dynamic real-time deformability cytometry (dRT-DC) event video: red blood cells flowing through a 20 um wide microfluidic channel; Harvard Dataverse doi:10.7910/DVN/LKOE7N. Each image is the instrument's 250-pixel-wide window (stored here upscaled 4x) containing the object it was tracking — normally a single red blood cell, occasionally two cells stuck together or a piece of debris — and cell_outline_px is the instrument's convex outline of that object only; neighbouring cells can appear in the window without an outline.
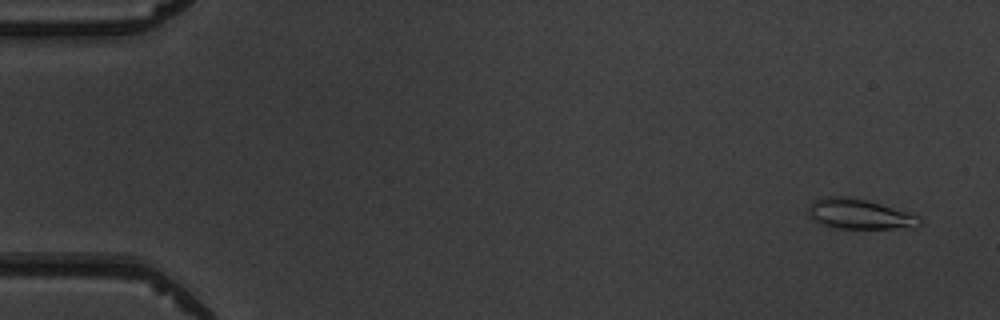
{"species": "common noctule bat (a hibernating species)", "species_latin": "Nyctalus noctula", "temperature_condition": "warm", "stored_images_in_passage": 5, "camera_frame_rate_fps": 3000, "um_per_image_px": 0.085, "animal": {"sex": "male", "body_mass_g": 19.5, "forearm_length_mm": 54.6}, "frame": {"image": 1, "passage_image": 1, "time_ms": 0.0, "image_size_px": [1000, 320], "cell_outline_px": [[924, 224], [916, 228], [836, 228], [812, 220], [808, 212], [808, 208], [816, 200], [824, 196], [852, 196], [908, 212], [920, 216], [924, 220]], "centroid_in_image_um": [73.13, 18.2], "position_along_channel_um": 11.9, "area_um2": 19.65}}
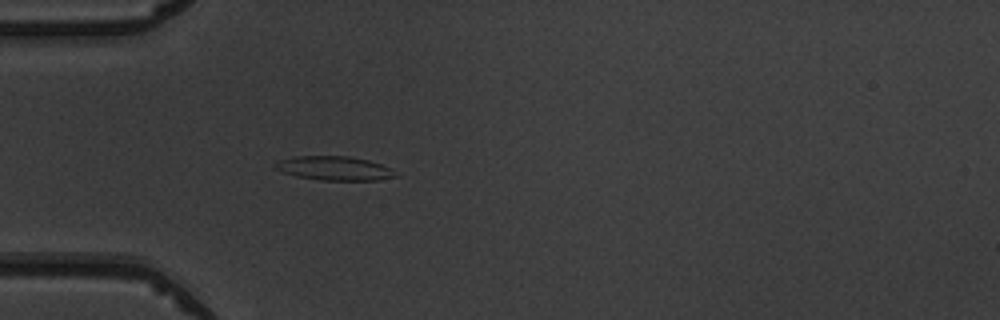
{"frame": {"image": 2, "passage_image": 5, "time_ms": 4.333, "image_size_px": [1000, 320], "cell_outline_px": [[400, 176], [376, 180], [320, 180], [296, 176], [272, 168], [272, 164], [280, 160], [292, 156], [348, 156], [368, 160], [380, 164], [388, 168]], "centroid_in_image_um": [28.36, 14.3], "position_along_channel_um": 56.6, "area_um2": 16.82}}